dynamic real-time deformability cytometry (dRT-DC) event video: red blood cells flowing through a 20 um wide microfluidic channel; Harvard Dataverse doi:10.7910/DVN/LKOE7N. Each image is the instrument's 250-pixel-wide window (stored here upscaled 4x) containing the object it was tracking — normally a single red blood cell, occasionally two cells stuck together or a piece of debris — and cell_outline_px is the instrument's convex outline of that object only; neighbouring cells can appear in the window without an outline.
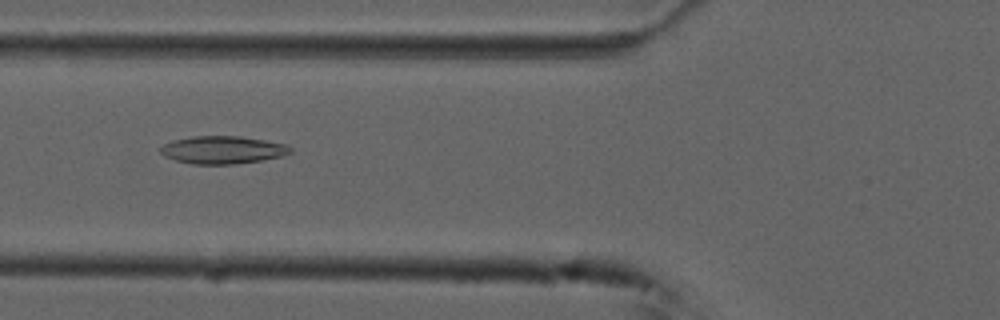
{"species": "common noctule bat (a hibernating species)", "species_latin": "Nyctalus noctula", "temperature_condition": "cold", "stored_images_in_passage": 35, "camera_frame_rate_fps": 3000, "um_per_image_px": 0.085, "animal": {"sex": "male", "forearm_length_mm": 52.5}, "frame": {"image": 1, "passage_image": 6, "time_ms": 1.667, "image_size_px": [1000, 320], "cell_outline_px": [[292, 152], [280, 156], [264, 160], [236, 164], [192, 164], [176, 160], [164, 156], [160, 152], [160, 148], [164, 144], [172, 140], [192, 136], [240, 136], [264, 140], [284, 144], [292, 148]], "centroid_in_image_um": [18.91, 12.74], "position_along_channel_um": 106.9, "area_um2": 20.98}}
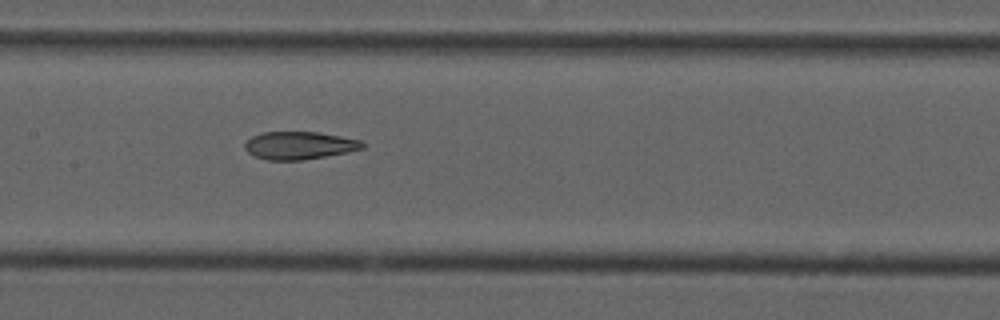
{"frame": {"image": 2, "passage_image": 12, "time_ms": 3.667, "image_size_px": [1000, 320], "cell_outline_px": [[364, 148], [348, 152], [300, 160], [268, 160], [256, 156], [248, 152], [244, 148], [244, 144], [252, 136], [260, 132], [320, 132], [360, 140], [364, 144]], "centroid_in_image_um": [25.43, 12.35], "position_along_channel_um": 182.0, "area_um2": 18.9}}
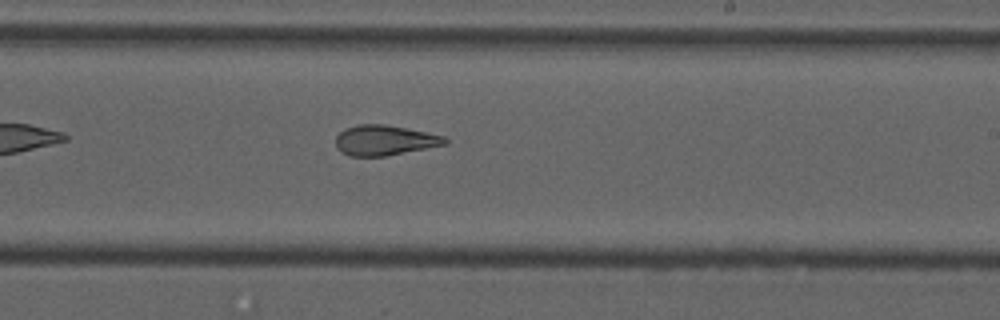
{"frame": {"image": 3, "passage_image": 18, "time_ms": 5.667, "image_size_px": [1000, 320], "cell_outline_px": [[448, 144], [384, 156], [348, 156], [340, 152], [336, 148], [336, 136], [344, 128], [360, 124], [384, 124], [408, 128], [444, 136], [448, 140]], "centroid_in_image_um": [32.67, 11.92], "position_along_channel_um": 256.3, "area_um2": 19.31}, "authors_computed_cell_mechanics": {"area_um2": 19.8254, "velocity_mm_per_s": 3.737, "shape_relaxation_time_tau1_ms": 8.5473, "shape_relaxation_time_tau2_ms": 2.8683, "deformation_change_tau1": 0.1976, "deformation_change_tau2": 0.1075}}